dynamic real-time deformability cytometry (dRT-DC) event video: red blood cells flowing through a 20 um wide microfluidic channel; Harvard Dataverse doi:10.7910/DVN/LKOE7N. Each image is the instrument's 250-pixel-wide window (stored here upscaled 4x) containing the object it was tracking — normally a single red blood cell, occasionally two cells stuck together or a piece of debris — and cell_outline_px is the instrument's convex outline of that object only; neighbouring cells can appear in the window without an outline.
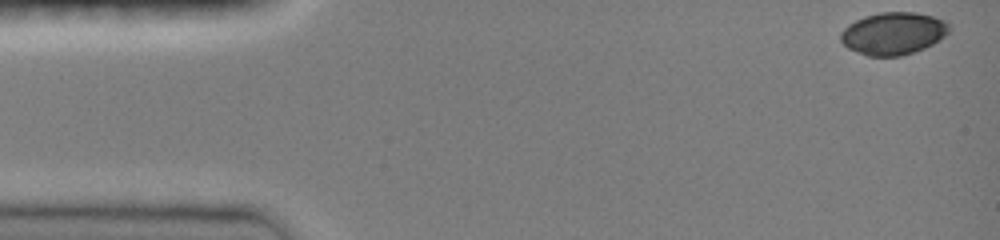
{"species": "common noctule bat (a hibernating species)", "species_latin": "Nyctalus noctula", "temperature_condition": "room temperature", "stored_images_in_passage": 22, "camera_frame_rate_fps": 3000, "um_per_image_px": 0.085, "animal": {"sex": "female", "body_mass_g": 19.0, "forearm_length_mm": 51.5}, "frame": {"image": 1, "passage_image": 1, "time_ms": 0.0, "image_size_px": [1000, 240], "cell_outline_px": [[952, 28], [940, 40], [924, 48], [900, 56], [868, 56], [848, 48], [840, 40], [840, 32], [848, 24], [864, 16], [880, 12], [916, 12], [932, 16], [944, 20]], "centroid_in_image_um": [75.93, 2.83], "position_along_channel_um": 9.1, "area_um2": 26.82}}
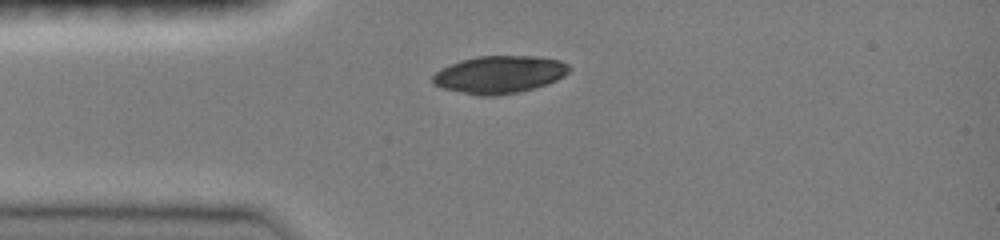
{"frame": {"image": 2, "passage_image": 11, "time_ms": 3.333, "image_size_px": [1000, 240], "cell_outline_px": [[572, 68], [564, 76], [548, 84], [516, 92], [496, 96], [476, 96], [444, 88], [432, 84], [432, 76], [440, 68], [460, 60], [480, 56], [536, 56], [560, 60], [568, 64]], "centroid_in_image_um": [42.44, 6.33], "position_along_channel_um": 42.6, "area_um2": 29.94}}
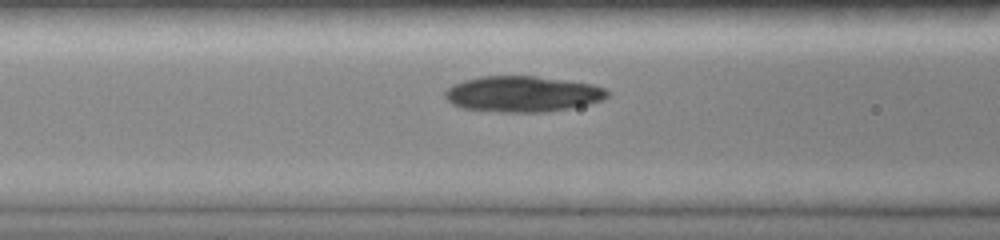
{"frame": {"image": 3, "passage_image": 18, "time_ms": 5.667, "image_size_px": [1000, 240], "cell_outline_px": [[608, 96], [600, 100], [588, 104], [568, 108], [544, 112], [500, 112], [460, 108], [452, 104], [444, 96], [444, 92], [452, 84], [464, 80], [480, 76], [536, 76], [592, 84], [604, 88], [608, 92]], "centroid_in_image_um": [44.36, 7.99], "position_along_channel_um": 122.2, "area_um2": 33.81}}